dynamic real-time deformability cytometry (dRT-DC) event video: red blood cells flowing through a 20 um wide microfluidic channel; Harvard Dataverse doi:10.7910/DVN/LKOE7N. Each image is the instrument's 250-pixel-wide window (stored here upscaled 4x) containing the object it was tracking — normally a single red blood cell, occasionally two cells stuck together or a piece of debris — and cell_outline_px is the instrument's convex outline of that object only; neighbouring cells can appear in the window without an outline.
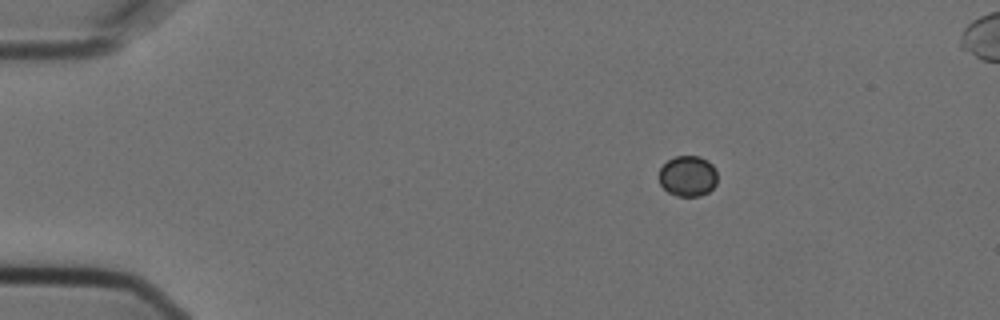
{"species": "Egyptian fruit bat (a non-hibernating species)", "species_latin": "Rousettus aegyptiacus", "temperature_condition": "cold", "stored_images_in_passage": 3, "camera_frame_rate_fps": 3000, "um_per_image_px": 0.085, "animal": {"sex": "female"}, "frame": {"image": 1, "passage_image": 1, "time_ms": 0.0, "image_size_px": [1000, 320], "cell_outline_px": [[716, 184], [708, 192], [700, 196], [676, 196], [668, 192], [660, 184], [660, 168], [668, 160], [676, 156], [700, 156], [708, 160], [712, 164], [716, 172]], "centroid_in_image_um": [58.47, 14.96], "position_along_channel_um": 26.5, "area_um2": 13.81}}